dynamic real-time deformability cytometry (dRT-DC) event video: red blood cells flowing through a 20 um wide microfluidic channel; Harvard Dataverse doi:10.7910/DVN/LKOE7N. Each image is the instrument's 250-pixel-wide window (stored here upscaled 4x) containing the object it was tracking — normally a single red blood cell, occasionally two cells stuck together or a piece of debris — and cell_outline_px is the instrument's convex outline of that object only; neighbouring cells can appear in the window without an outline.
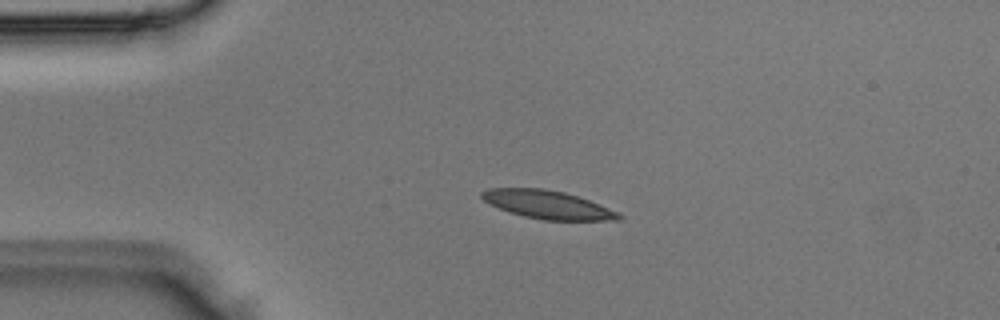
{"species": "Egyptian fruit bat (a non-hibernating species)", "species_latin": "Rousettus aegyptiacus", "temperature_condition": "room temperature", "stored_images_in_passage": 4, "segment_of_instrument_passage": [1, 2], "camera_frame_rate_fps": 3000, "um_per_image_px": 0.085, "animal": {"sex": "male"}, "frame": {"image": 1, "passage_image": 2, "time_ms": 0.333, "image_size_px": [1000, 320], "cell_outline_px": [[624, 216], [620, 220], [544, 220], [524, 216], [500, 208], [484, 200], [480, 196], [480, 192], [488, 188], [544, 188], [564, 192], [588, 200], [620, 212]], "centroid_in_image_um": [46.58, 17.39], "position_along_channel_um": 38.4, "area_um2": 22.37}}